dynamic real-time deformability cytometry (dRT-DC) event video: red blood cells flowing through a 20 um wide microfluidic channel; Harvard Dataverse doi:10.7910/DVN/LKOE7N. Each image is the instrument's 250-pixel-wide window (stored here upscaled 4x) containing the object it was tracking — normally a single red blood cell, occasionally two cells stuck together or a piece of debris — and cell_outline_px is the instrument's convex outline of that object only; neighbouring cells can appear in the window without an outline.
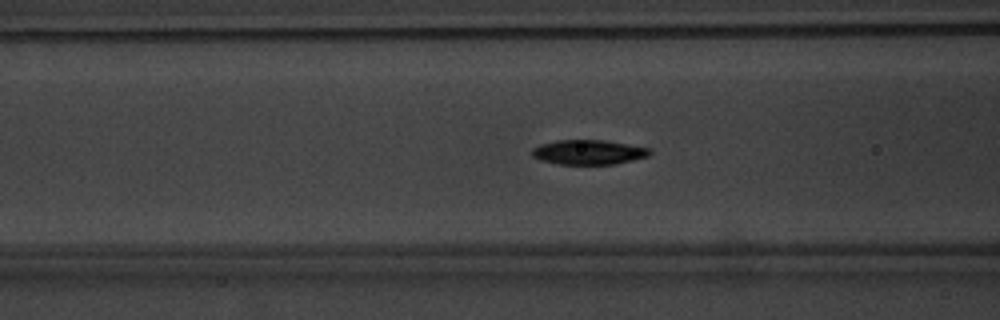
{"species": "common noctule bat (a hibernating species)", "species_latin": "Nyctalus noctula", "temperature_condition": "warm", "stored_images_in_passage": 55, "camera_frame_rate_fps": 3000, "um_per_image_px": 0.085, "animal": {"sex": "male", "body_mass_g": 20.1, "forearm_length_mm": 53.5}, "frame": {"image": 1, "passage_image": 23, "time_ms": 7.333, "image_size_px": [1000, 320], "cell_outline_px": [[652, 152], [648, 156], [616, 164], [560, 164], [540, 160], [532, 156], [532, 148], [540, 144], [556, 140], [604, 140], [648, 148]], "centroid_in_image_um": [49.99, 12.93], "position_along_channel_um": 116.6, "area_um2": 16.82}}
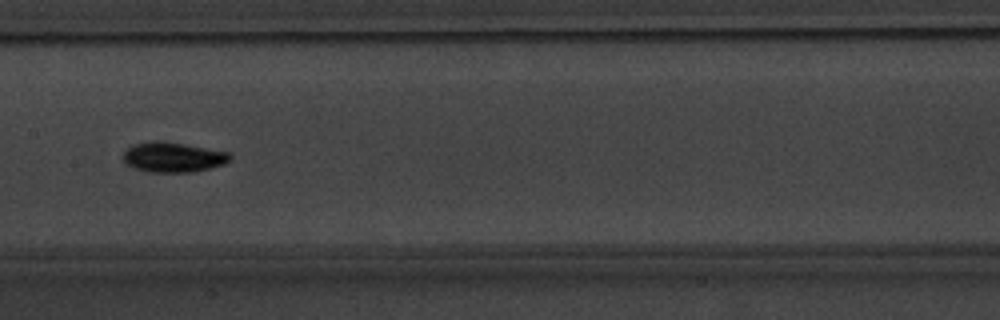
{"frame": {"image": 2, "passage_image": 29, "time_ms": 9.333, "image_size_px": [1000, 320], "cell_outline_px": [[232, 160], [224, 164], [192, 172], [148, 172], [132, 168], [124, 160], [124, 152], [132, 144], [152, 140], [164, 140], [232, 152]], "centroid_in_image_um": [14.74, 13.34], "position_along_channel_um": 192.7, "area_um2": 19.07}}
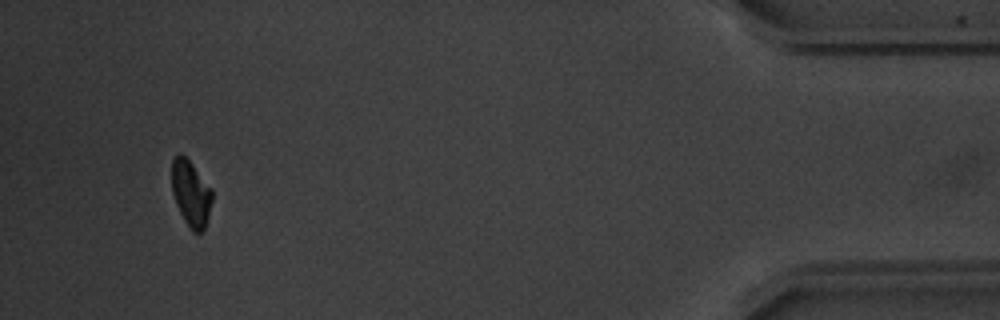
{"frame": {"image": 3, "passage_image": 52, "time_ms": 17.0, "image_size_px": [1000, 320], "cell_outline_px": [[212, 200], [208, 216], [204, 228], [200, 232], [192, 232], [184, 220], [176, 204], [172, 192], [172, 160], [180, 152], [192, 164], [212, 188]], "centroid_in_image_um": [16.22, 16.43], "position_along_channel_um": 419.0, "area_um2": 15.37}, "authors_computed_cell_mechanics": {"area_um2": 16.5308, "velocity_mm_per_s": 3.7853, "shape_relaxation_time_tau1_ms": 1.8533, "shape_relaxation_time_tau2_ms": null, "deformation_change_tau1": 0.132, "deformation_change_tau2": null}}